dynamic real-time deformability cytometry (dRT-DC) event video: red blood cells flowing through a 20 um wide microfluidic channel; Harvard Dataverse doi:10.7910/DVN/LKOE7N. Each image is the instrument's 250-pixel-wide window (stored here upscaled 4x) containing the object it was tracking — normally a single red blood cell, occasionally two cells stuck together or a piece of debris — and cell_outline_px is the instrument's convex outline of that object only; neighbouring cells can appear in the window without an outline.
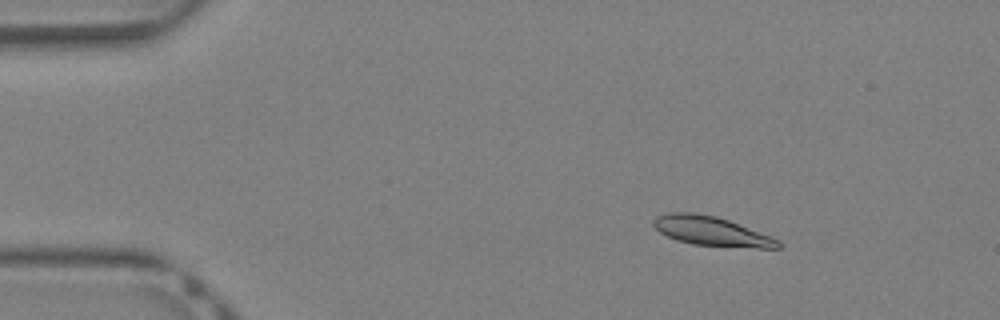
{"species": "Egyptian fruit bat (a non-hibernating species)", "species_latin": "Rousettus aegyptiacus", "temperature_condition": "warm", "stored_images_in_passage": 40, "camera_frame_rate_fps": 3000, "um_per_image_px": 0.085, "animal": {"sex": "female"}, "frame": {"image": 1, "passage_image": 6, "time_ms": 1.667, "image_size_px": [1000, 320], "cell_outline_px": [[780, 248], [756, 248], [692, 244], [676, 240], [660, 232], [652, 224], [652, 220], [656, 216], [668, 212], [696, 212], [716, 216], [728, 220], [772, 236], [780, 240]], "centroid_in_image_um": [60.46, 19.64], "position_along_channel_um": 24.5, "area_um2": 21.39}}
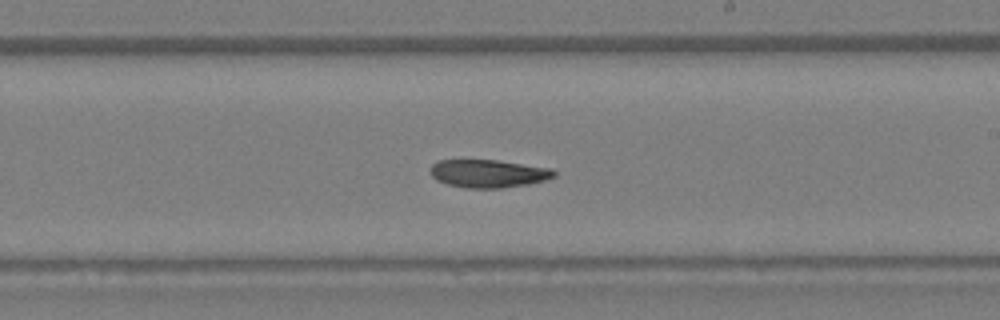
{"frame": {"image": 2, "passage_image": 24, "time_ms": 7.667, "image_size_px": [1000, 320], "cell_outline_px": [[556, 176], [544, 180], [528, 184], [500, 188], [468, 188], [448, 184], [436, 180], [432, 176], [432, 164], [440, 160], [496, 160], [552, 168], [556, 172]], "centroid_in_image_um": [41.54, 14.75], "position_along_channel_um": 247.5, "area_um2": 20.0}}
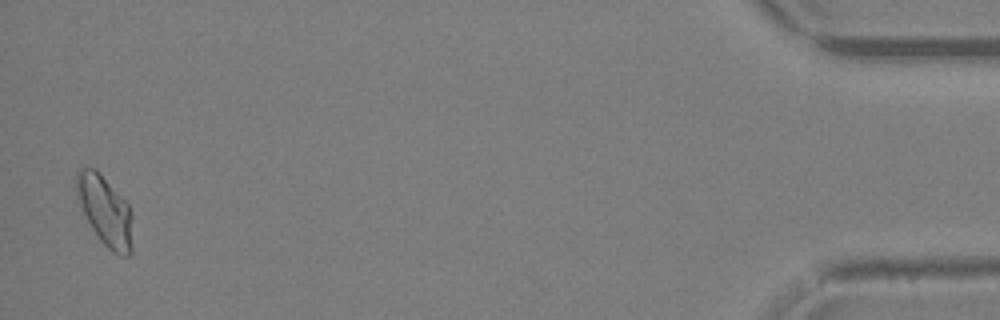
{"frame": {"image": 3, "passage_image": 40, "time_ms": 13.0, "image_size_px": [1000, 320], "cell_outline_px": [[132, 252], [128, 256], [120, 256], [112, 252], [100, 240], [92, 228], [76, 200], [76, 172], [80, 168], [92, 168], [128, 204], [132, 212]], "centroid_in_image_um": [8.93, 17.98], "position_along_channel_um": 426.3, "area_um2": 22.54}}